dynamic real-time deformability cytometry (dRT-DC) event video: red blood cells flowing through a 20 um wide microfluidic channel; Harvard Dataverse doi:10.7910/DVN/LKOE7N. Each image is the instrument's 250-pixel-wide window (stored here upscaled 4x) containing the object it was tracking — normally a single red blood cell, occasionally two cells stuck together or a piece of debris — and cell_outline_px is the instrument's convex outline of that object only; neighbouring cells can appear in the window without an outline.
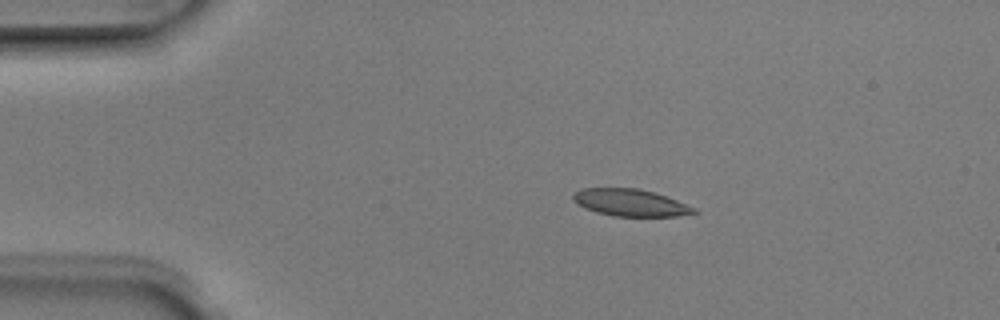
{"species": "Egyptian fruit bat (a non-hibernating species)", "species_latin": "Rousettus aegyptiacus", "temperature_condition": "room temperature", "stored_images_in_passage": 5, "segment_of_instrument_passage": [1, 2], "camera_frame_rate_fps": 3000, "um_per_image_px": 0.085, "animal": {"sex": "male"}, "frame": {"image": 1, "passage_image": 3, "time_ms": 0.667, "image_size_px": [1000, 320], "cell_outline_px": [[700, 212], [676, 216], [612, 216], [596, 212], [584, 208], [576, 204], [572, 200], [572, 196], [580, 188], [640, 188], [676, 200], [696, 208]], "centroid_in_image_um": [53.54, 17.23], "position_along_channel_um": 31.5, "area_um2": 19.07}}